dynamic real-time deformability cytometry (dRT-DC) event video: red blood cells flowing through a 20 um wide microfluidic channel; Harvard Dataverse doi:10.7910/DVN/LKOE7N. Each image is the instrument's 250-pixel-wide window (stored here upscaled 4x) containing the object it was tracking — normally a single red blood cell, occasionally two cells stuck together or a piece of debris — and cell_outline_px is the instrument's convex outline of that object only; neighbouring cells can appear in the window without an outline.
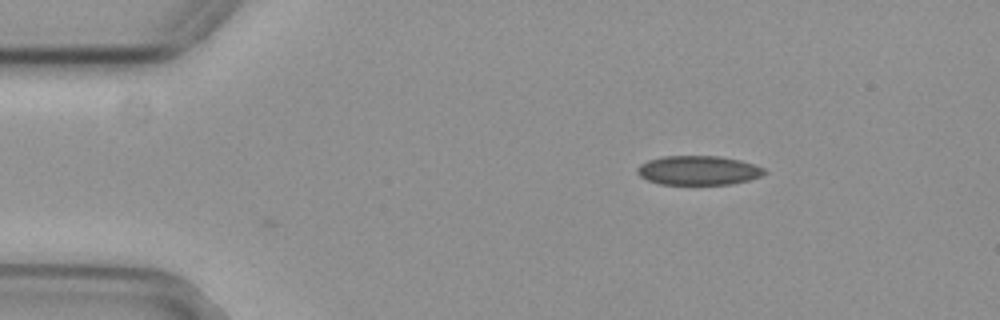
{"species": "common noctule bat (a hibernating species)", "species_latin": "Nyctalus noctula", "temperature_condition": "cold", "stored_images_in_passage": 3, "camera_frame_rate_fps": 3000, "um_per_image_px": 0.085, "animal": {"sex": "female", "body_mass_g": 29.2, "forearm_length_mm": 56.3}, "frame": {"image": 1, "passage_image": 3, "time_ms": 0.667, "image_size_px": [1000, 320], "cell_outline_px": [[768, 172], [764, 176], [732, 184], [660, 184], [648, 180], [640, 176], [636, 172], [636, 168], [640, 164], [648, 160], [660, 156], [720, 156], [740, 160], [756, 164], [764, 168]], "centroid_in_image_um": [59.39, 14.47], "position_along_channel_um": 25.6, "area_um2": 21.91}}